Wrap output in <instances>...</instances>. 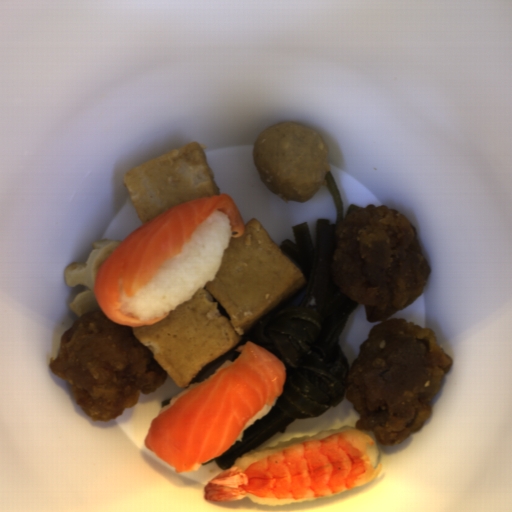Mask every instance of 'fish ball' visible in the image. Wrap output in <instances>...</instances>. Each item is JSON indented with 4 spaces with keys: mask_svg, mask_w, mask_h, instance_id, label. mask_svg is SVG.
<instances>
[{
    "mask_svg": "<svg viewBox=\"0 0 512 512\" xmlns=\"http://www.w3.org/2000/svg\"><path fill=\"white\" fill-rule=\"evenodd\" d=\"M123 181L141 226L180 203L220 194L196 140L129 169Z\"/></svg>",
    "mask_w": 512,
    "mask_h": 512,
    "instance_id": "fish-ball-2",
    "label": "fish ball"
},
{
    "mask_svg": "<svg viewBox=\"0 0 512 512\" xmlns=\"http://www.w3.org/2000/svg\"><path fill=\"white\" fill-rule=\"evenodd\" d=\"M230 239L213 281L161 321L133 327L143 347L184 390L206 365L236 347L305 284L257 219Z\"/></svg>",
    "mask_w": 512,
    "mask_h": 512,
    "instance_id": "fish-ball-1",
    "label": "fish ball"
}]
</instances>
